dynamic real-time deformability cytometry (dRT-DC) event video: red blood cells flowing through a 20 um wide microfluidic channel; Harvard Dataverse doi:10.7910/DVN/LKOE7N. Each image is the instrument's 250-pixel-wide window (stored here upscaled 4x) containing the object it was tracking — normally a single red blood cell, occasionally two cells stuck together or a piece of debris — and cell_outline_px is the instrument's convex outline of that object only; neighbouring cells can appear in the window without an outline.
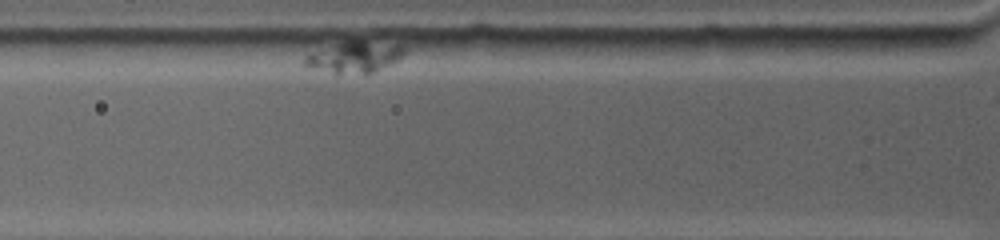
{"species": "common noctule bat (a hibernating species)", "species_latin": "Nyctalus noctula", "temperature_condition": "warm", "stored_images_in_passage": 63, "camera_frame_rate_fps": 4500, "um_per_image_px": 0.085, "animal": {"sex": "female", "body_mass_g": 19.0, "forearm_length_mm": 53.3}, "frame": {"image": 1, "passage_image": 11, "time_ms": 2.222, "image_size_px": [1000, 240], "cell_outline_px": [[408, 52], [400, 60], [392, 64], [372, 72], [336, 76], [300, 64], [304, 56], [312, 52], [348, 40], [364, 40], [400, 44], [408, 48]], "centroid_in_image_um": [30.16, 4.86], "position_along_channel_um": 95.6, "area_um2": 19.07}}
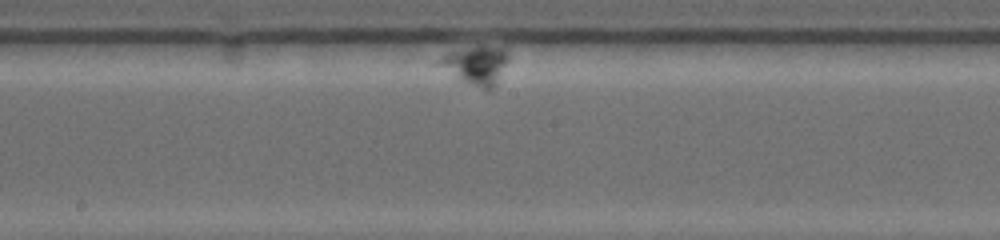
{"frame": {"image": 2, "passage_image": 36, "time_ms": 7.778, "image_size_px": [1000, 240], "cell_outline_px": [[508, 60], [492, 88], [488, 92], [460, 80], [432, 64], [432, 60], [448, 52], [480, 44], [484, 44], [504, 48], [508, 56]], "centroid_in_image_um": [40.34, 5.51], "position_along_channel_um": 207.9, "area_um2": 16.13}}
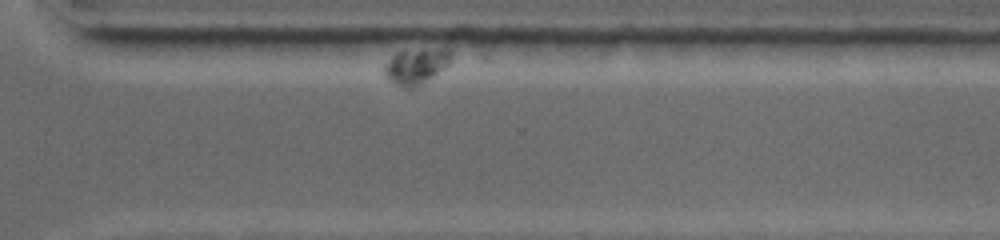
{"frame": {"image": 3, "passage_image": 62, "time_ms": 13.556, "image_size_px": [1000, 240], "cell_outline_px": [[452, 60], [444, 68], [420, 84], [412, 88], [404, 88], [396, 84], [384, 76], [384, 64], [396, 52], [444, 48], [448, 48], [452, 52]], "centroid_in_image_um": [35.36, 5.61], "position_along_channel_um": 335.2, "area_um2": 13.64}}